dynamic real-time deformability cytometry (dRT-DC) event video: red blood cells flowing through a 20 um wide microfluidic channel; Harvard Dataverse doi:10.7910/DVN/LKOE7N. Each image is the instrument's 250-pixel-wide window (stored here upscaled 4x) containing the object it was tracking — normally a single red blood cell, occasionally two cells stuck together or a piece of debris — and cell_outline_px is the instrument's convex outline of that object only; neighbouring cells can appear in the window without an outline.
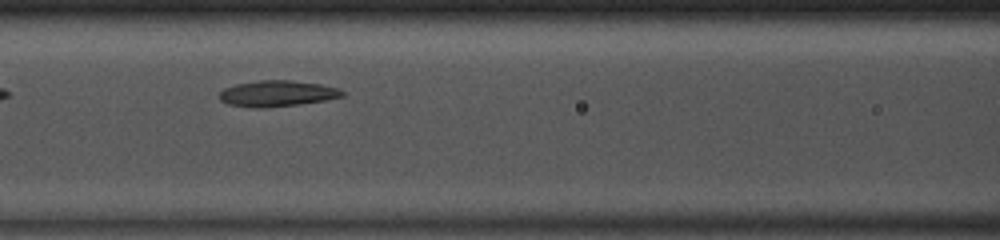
{"species": "common noctule bat (a hibernating species)", "species_latin": "Nyctalus noctula", "temperature_condition": "room temperature", "stored_images_in_passage": 34, "camera_frame_rate_fps": 3000, "um_per_image_px": 0.085, "animal": {"sex": "male", "body_mass_g": 13.0, "forearm_length_mm": 53.1}, "frame": {"image": 1, "passage_image": 8, "time_ms": 2.333, "image_size_px": [1000, 240], "cell_outline_px": [[344, 96], [324, 100], [300, 104], [264, 108], [252, 108], [228, 104], [220, 100], [220, 92], [224, 88], [236, 84], [260, 80], [288, 80], [320, 84], [340, 88], [344, 92]], "centroid_in_image_um": [23.56, 7.95], "position_along_channel_um": 143.0, "area_um2": 18.61}}
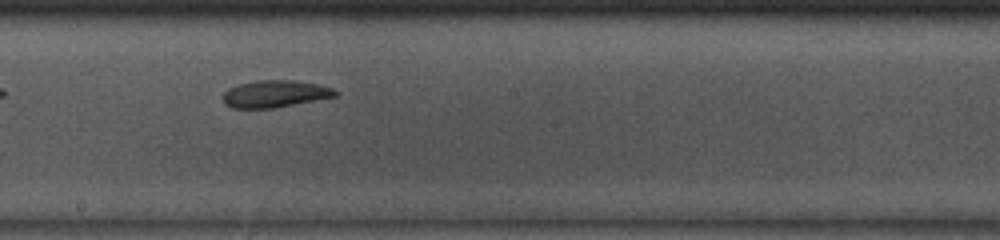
{"frame": {"image": 2, "passage_image": 14, "time_ms": 4.333, "image_size_px": [1000, 240], "cell_outline_px": [[340, 92], [336, 96], [272, 108], [232, 108], [224, 104], [224, 92], [228, 88], [240, 84], [256, 80], [292, 80], [320, 84], [332, 88]], "centroid_in_image_um": [23.38, 7.97], "position_along_channel_um": 224.8, "area_um2": 17.63}}
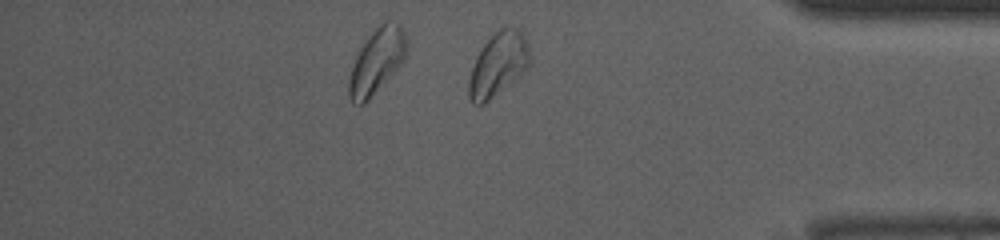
{"frame": {"image": 3, "passage_image": 28, "time_ms": 9.0, "image_size_px": [1000, 240], "cell_outline_px": [[532, 60], [512, 80], [484, 104], [472, 104], [468, 96], [468, 80], [476, 56], [480, 48], [492, 32], [500, 28], [516, 28], [524, 32], [532, 56]], "centroid_in_image_um": [42.32, 5.41], "position_along_channel_um": 392.9, "area_um2": 22.48}, "authors_computed_cell_mechanics": {"area_um2": 18.8139, "velocity_mm_per_s": 4.1006, "shape_relaxation_time_tau1_ms": 4.289, "shape_relaxation_time_tau2_ms": 2.0544, "deformation_change_tau1": 0.1263, "deformation_change_tau2": 0.0668}}